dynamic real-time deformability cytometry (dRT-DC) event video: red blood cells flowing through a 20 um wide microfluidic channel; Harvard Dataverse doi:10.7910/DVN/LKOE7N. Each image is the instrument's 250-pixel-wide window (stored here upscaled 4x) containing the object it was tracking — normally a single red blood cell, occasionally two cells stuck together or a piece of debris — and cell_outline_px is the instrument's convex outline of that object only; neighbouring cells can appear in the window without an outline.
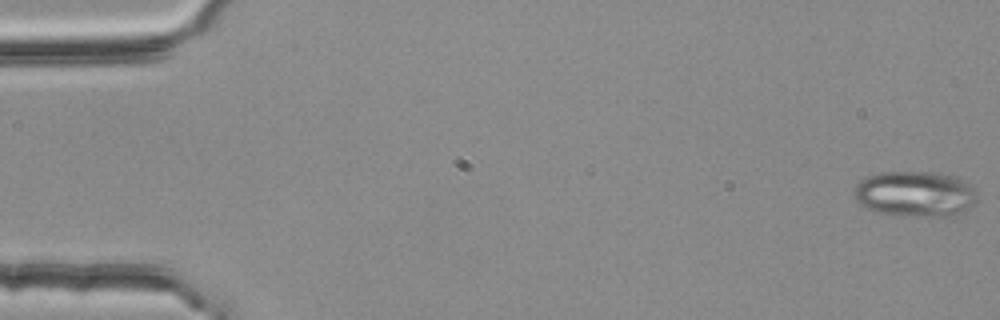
{"species": "common noctule bat (a hibernating species)", "species_latin": "Nyctalus noctula", "temperature_condition": "room temperature", "stored_images_in_passage": 55, "camera_frame_rate_fps": 3000, "um_per_image_px": 0.085, "animal": {"sex": "female", "body_mass_g": 25.1}, "frame": {"image": 1, "passage_image": 1, "time_ms": 0.0, "image_size_px": [1000, 320], "cell_outline_px": [[976, 200], [964, 212], [948, 216], [932, 216], [876, 212], [860, 204], [852, 196], [856, 188], [868, 176], [880, 172], [940, 172], [956, 176], [968, 184], [972, 188], [976, 196]], "centroid_in_image_um": [77.8, 16.46], "position_along_channel_um": 7.2, "area_um2": 32.14}}
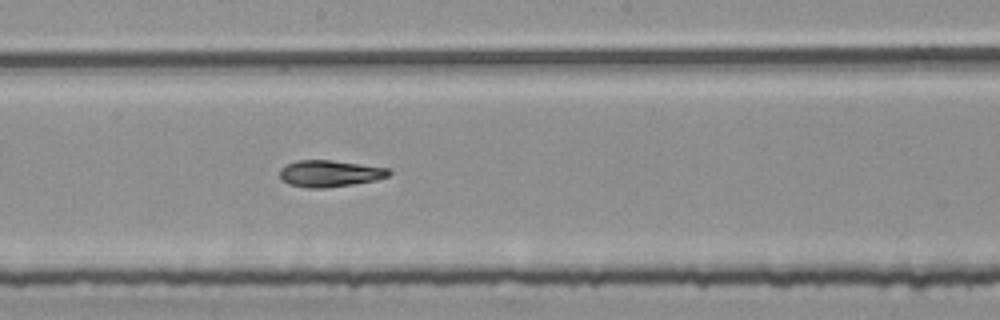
{"frame": {"image": 2, "passage_image": 30, "time_ms": 9.667, "image_size_px": [1000, 320], "cell_outline_px": [[392, 172], [388, 176], [376, 180], [352, 184], [324, 188], [308, 188], [288, 184], [280, 176], [280, 168], [284, 164], [296, 160], [332, 160], [388, 168]], "centroid_in_image_um": [28.0, 14.74], "position_along_channel_um": 220.2, "area_um2": 16.94}}
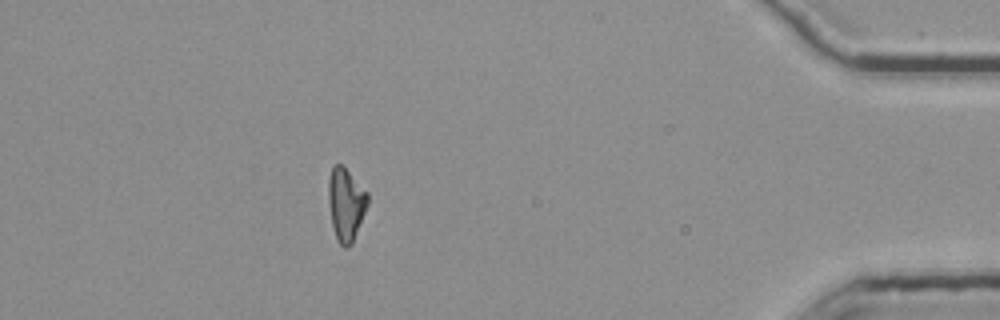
{"frame": {"image": 3, "passage_image": 49, "time_ms": 16.0, "image_size_px": [1000, 320], "cell_outline_px": [[368, 204], [352, 244], [348, 248], [344, 248], [336, 240], [332, 224], [328, 200], [328, 180], [332, 168], [336, 164], [340, 164], [368, 192]], "centroid_in_image_um": [29.4, 17.4], "position_along_channel_um": 405.8, "area_um2": 16.53}, "authors_computed_cell_mechanics": {"area_um2": 17.3978, "velocity_mm_per_s": 3.7769, "shape_relaxation_time_tau1_ms": 8.5596, "shape_relaxation_time_tau2_ms": 5.4779, "deformation_change_tau1": 0.2207, "deformation_change_tau2": 0.1088}}